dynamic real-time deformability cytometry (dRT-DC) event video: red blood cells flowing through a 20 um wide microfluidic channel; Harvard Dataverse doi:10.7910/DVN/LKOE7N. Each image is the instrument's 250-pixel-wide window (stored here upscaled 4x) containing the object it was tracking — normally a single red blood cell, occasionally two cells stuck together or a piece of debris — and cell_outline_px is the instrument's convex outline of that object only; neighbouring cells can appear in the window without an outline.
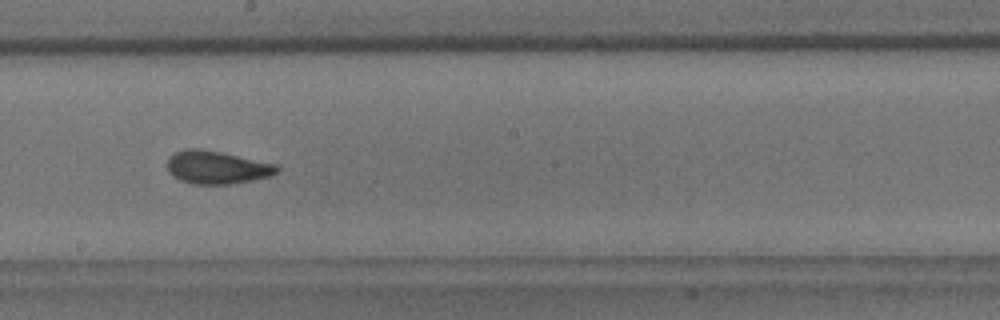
{"species": "common noctule bat (a hibernating species)", "species_latin": "Nyctalus noctula", "temperature_condition": "room temperature", "stored_images_in_passage": 18, "camera_frame_rate_fps": 3000, "um_per_image_px": 0.085, "animal": {"sex": "male", "body_mass_g": 18.8}, "frame": {"image": 1, "passage_image": 16, "time_ms": 5.0, "image_size_px": [1000, 320], "cell_outline_px": [[280, 168], [276, 172], [268, 176], [252, 180], [228, 184], [192, 184], [180, 180], [172, 176], [168, 172], [168, 156], [184, 148], [200, 148], [220, 152], [276, 164]], "centroid_in_image_um": [18.37, 14.22], "position_along_channel_um": 229.8, "area_um2": 20.98}}